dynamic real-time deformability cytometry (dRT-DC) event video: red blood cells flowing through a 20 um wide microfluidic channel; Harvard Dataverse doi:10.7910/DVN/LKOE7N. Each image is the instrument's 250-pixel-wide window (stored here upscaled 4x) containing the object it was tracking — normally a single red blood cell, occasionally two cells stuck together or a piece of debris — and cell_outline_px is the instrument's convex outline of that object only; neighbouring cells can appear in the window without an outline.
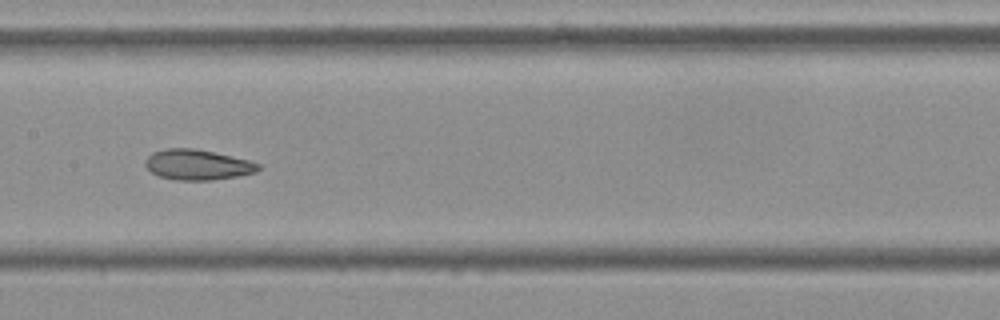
{"species": "Egyptian fruit bat (a non-hibernating species)", "species_latin": "Rousettus aegyptiacus", "temperature_condition": "cold", "stored_images_in_passage": 15, "camera_frame_rate_fps": 3000, "um_per_image_px": 0.085, "frame": {"image": 1, "passage_image": 7, "time_ms": 2.0, "image_size_px": [1000, 320], "cell_outline_px": [[260, 168], [256, 172], [240, 176], [212, 180], [176, 180], [160, 176], [152, 172], [144, 164], [144, 160], [152, 152], [168, 148], [196, 148], [248, 160], [260, 164]], "centroid_in_image_um": [16.79, 14.0], "position_along_channel_um": 190.6, "area_um2": 20.0}}
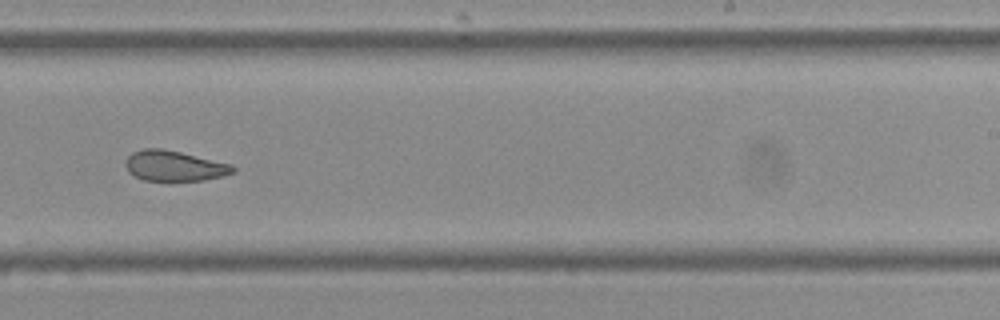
{"frame": {"image": 2, "passage_image": 9, "time_ms": 2.667, "image_size_px": [1000, 320], "cell_outline_px": [[236, 172], [224, 176], [204, 180], [144, 180], [128, 172], [124, 164], [128, 156], [132, 152], [144, 148], [160, 148], [180, 152], [232, 164], [236, 168]], "centroid_in_image_um": [14.83, 14.09], "position_along_channel_um": 274.2, "area_um2": 19.02}}
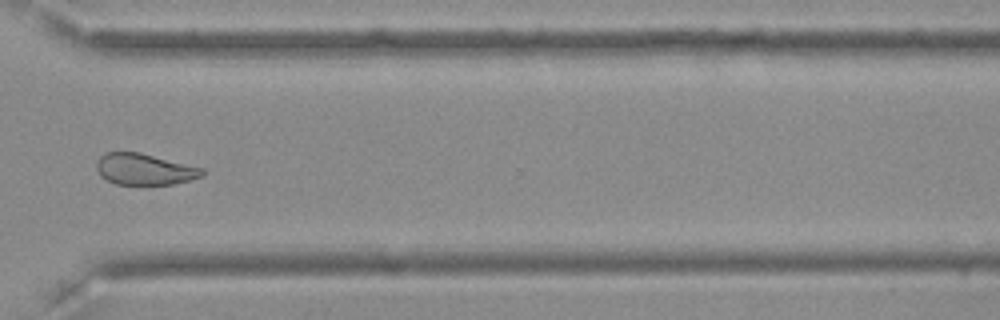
{"frame": {"image": 3, "passage_image": 11, "time_ms": 3.333, "image_size_px": [1000, 320], "cell_outline_px": [[204, 176], [172, 184], [116, 184], [100, 176], [96, 168], [96, 164], [100, 156], [104, 152], [140, 152], [204, 168]], "centroid_in_image_um": [12.28, 14.37], "position_along_channel_um": 358.3, "area_um2": 19.25}}